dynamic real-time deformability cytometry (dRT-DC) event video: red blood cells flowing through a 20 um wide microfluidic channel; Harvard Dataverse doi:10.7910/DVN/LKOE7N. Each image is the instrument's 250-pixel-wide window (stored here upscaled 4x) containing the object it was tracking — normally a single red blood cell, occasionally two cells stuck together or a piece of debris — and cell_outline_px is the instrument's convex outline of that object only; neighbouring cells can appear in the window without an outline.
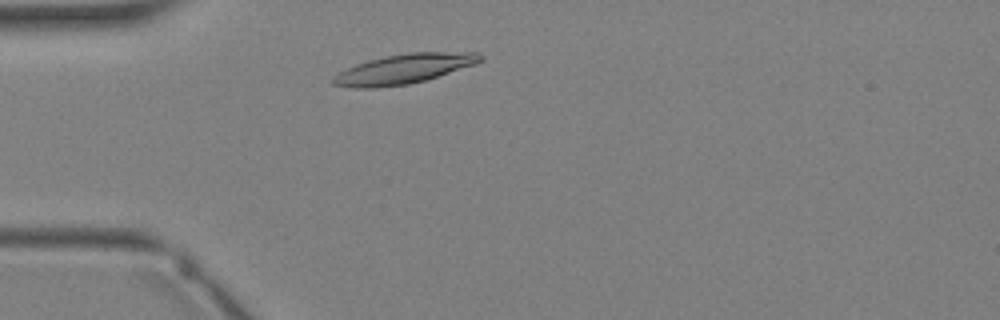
{"species": "Egyptian fruit bat (a non-hibernating species)", "species_latin": "Rousettus aegyptiacus", "temperature_condition": "warm", "stored_images_in_passage": 1, "camera_frame_rate_fps": 3000, "um_per_image_px": 0.085, "animal": {"sex": "female"}, "frame": {"image": 1, "passage_image": 1, "time_ms": 0.0, "image_size_px": [1000, 320], "cell_outline_px": [[484, 60], [476, 64], [424, 80], [408, 84], [372, 88], [356, 88], [332, 84], [332, 76], [356, 64], [368, 60], [384, 56], [408, 52], [480, 52], [484, 56]], "centroid_in_image_um": [34.36, 5.84], "position_along_channel_um": 50.6, "area_um2": 25.37}}